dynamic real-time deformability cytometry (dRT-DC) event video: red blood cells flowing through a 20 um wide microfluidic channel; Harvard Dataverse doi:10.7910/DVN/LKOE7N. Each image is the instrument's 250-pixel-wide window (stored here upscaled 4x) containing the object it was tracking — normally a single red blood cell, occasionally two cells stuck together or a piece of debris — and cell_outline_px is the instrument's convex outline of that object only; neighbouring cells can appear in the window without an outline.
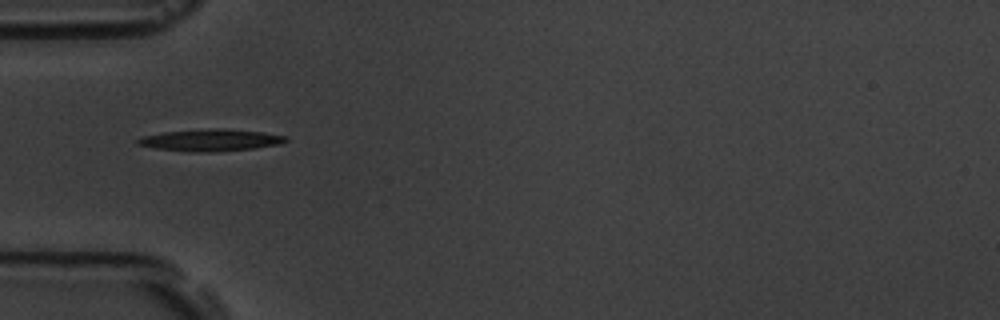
{"species": "common noctule bat (a hibernating species)", "species_latin": "Nyctalus noctula", "temperature_condition": "room temperature", "stored_images_in_passage": 2, "camera_frame_rate_fps": 3000, "um_per_image_px": 0.085, "animal": {"sex": "male", "body_mass_g": 19.5, "forearm_length_mm": 54.6}, "frame": {"image": 1, "passage_image": 1, "time_ms": 0.0, "image_size_px": [1000, 320], "cell_outline_px": [[288, 140], [276, 144], [252, 148], [212, 152], [188, 152], [156, 148], [136, 144], [136, 140], [144, 136], [164, 132], [216, 128], [220, 128], [260, 132], [288, 136]], "centroid_in_image_um": [17.86, 11.91], "position_along_channel_um": 67.1, "area_um2": 18.55}}
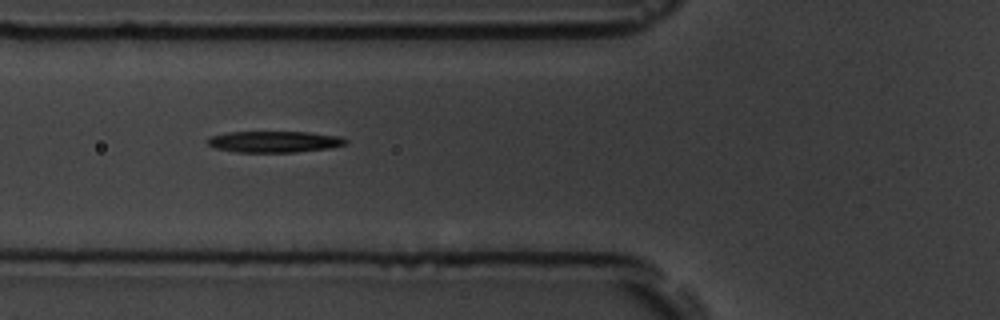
{"frame": {"image": 2, "passage_image": 2, "time_ms": 1.0, "image_size_px": [1000, 320], "cell_outline_px": [[348, 144], [328, 148], [296, 152], [236, 152], [216, 148], [208, 144], [208, 140], [212, 136], [228, 132], [308, 132], [340, 136], [348, 140]], "centroid_in_image_um": [23.37, 12.04], "position_along_channel_um": 102.4, "area_um2": 17.05}}